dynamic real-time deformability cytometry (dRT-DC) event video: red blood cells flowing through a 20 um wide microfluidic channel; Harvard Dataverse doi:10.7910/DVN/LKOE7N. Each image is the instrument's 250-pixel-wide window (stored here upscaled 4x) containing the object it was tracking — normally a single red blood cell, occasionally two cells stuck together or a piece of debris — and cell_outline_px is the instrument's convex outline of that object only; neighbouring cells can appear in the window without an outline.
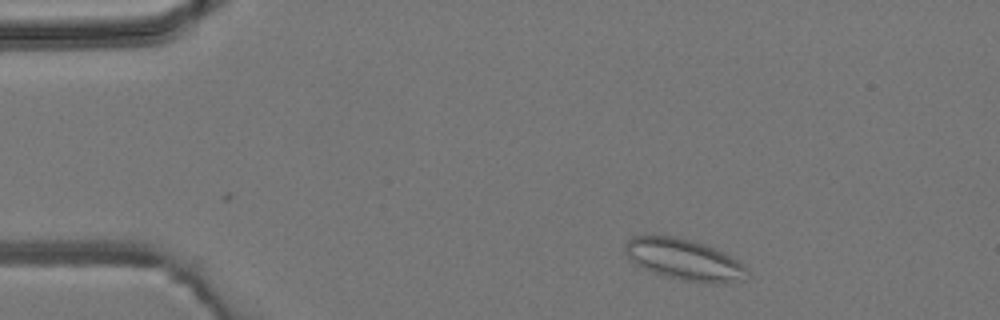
{"species": "common noctule bat (a hibernating species)", "species_latin": "Nyctalus noctula", "temperature_condition": "room temperature", "stored_images_in_passage": 2, "camera_frame_rate_fps": 3000, "um_per_image_px": 0.085, "animal": {"sex": "male", "body_mass_g": 19.2, "forearm_length_mm": 51.8}, "frame": {"image": 1, "passage_image": 2, "time_ms": 1.333, "image_size_px": [1000, 320], "cell_outline_px": [[752, 276], [744, 280], [716, 284], [680, 280], [644, 268], [628, 260], [624, 252], [624, 244], [632, 236], [652, 232], [676, 236], [704, 244], [724, 252], [736, 260]], "centroid_in_image_um": [58.09, 22.02], "position_along_channel_um": 26.9, "area_um2": 29.82}}